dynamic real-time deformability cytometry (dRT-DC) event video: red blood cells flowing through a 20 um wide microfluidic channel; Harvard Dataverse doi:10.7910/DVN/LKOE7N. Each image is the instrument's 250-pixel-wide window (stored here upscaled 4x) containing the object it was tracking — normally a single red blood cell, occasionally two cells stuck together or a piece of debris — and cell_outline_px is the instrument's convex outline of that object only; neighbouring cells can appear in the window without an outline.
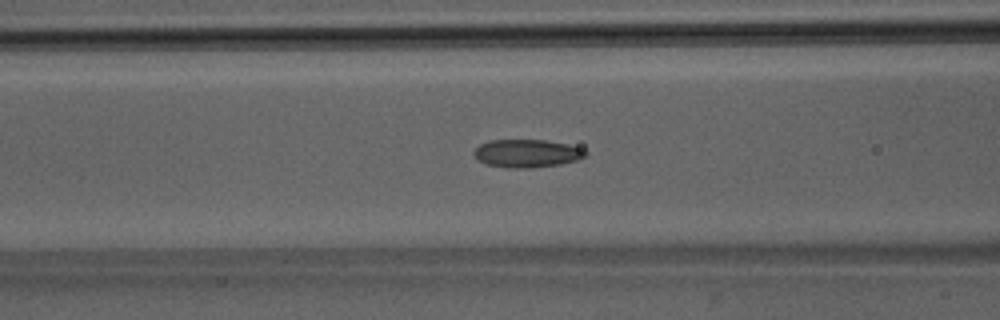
{"species": "Egyptian fruit bat (a non-hibernating species)", "species_latin": "Rousettus aegyptiacus", "temperature_condition": "room temperature", "stored_images_in_passage": 36, "camera_frame_rate_fps": 3000, "um_per_image_px": 0.085, "animal": {"sex": "male"}, "frame": {"image": 1, "passage_image": 6, "time_ms": 1.667, "image_size_px": [1000, 320], "cell_outline_px": [[588, 152], [584, 156], [576, 160], [560, 164], [528, 168], [508, 168], [484, 164], [472, 152], [480, 144], [488, 140], [544, 140], [568, 144], [584, 148]], "centroid_in_image_um": [44.79, 13.03], "position_along_channel_um": 121.8, "area_um2": 18.21}}
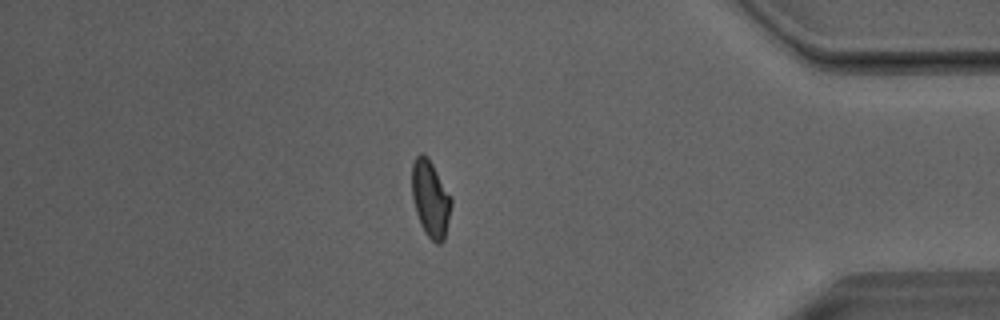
{"frame": {"image": 2, "passage_image": 29, "time_ms": 9.333, "image_size_px": [1000, 320], "cell_outline_px": [[452, 204], [444, 240], [440, 244], [436, 244], [424, 232], [420, 224], [416, 212], [412, 196], [412, 164], [416, 156], [420, 152], [424, 152], [428, 156], [452, 196]], "centroid_in_image_um": [36.6, 16.86], "position_along_channel_um": 398.6, "area_um2": 17.86}}
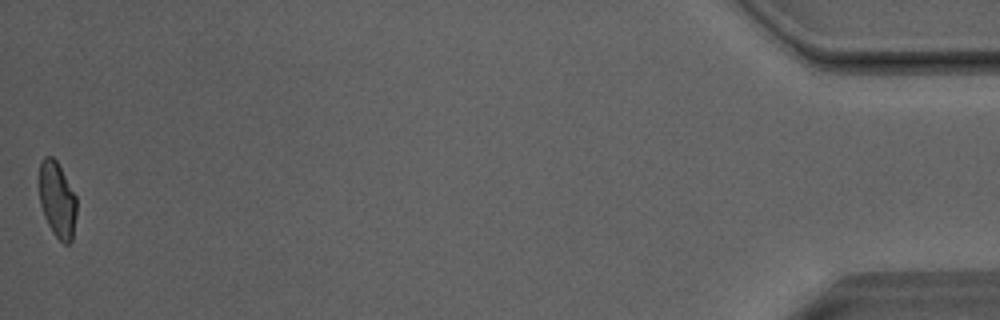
{"frame": {"image": 3, "passage_image": 36, "time_ms": 11.667, "image_size_px": [1000, 320], "cell_outline_px": [[76, 216], [72, 240], [68, 244], [64, 244], [52, 232], [44, 216], [40, 204], [40, 160], [44, 156], [52, 156], [56, 160], [76, 196]], "centroid_in_image_um": [4.87, 16.99], "position_along_channel_um": 430.3, "area_um2": 16.42}, "authors_computed_cell_mechanics": {"area_um2": 17.7735, "velocity_mm_per_s": 4.0519, "shape_relaxation_time_tau1_ms": 10.1747, "shape_relaxation_time_tau2_ms": 1.7401, "deformation_change_tau1": 0.2173, "deformation_change_tau2": 0.0761}}